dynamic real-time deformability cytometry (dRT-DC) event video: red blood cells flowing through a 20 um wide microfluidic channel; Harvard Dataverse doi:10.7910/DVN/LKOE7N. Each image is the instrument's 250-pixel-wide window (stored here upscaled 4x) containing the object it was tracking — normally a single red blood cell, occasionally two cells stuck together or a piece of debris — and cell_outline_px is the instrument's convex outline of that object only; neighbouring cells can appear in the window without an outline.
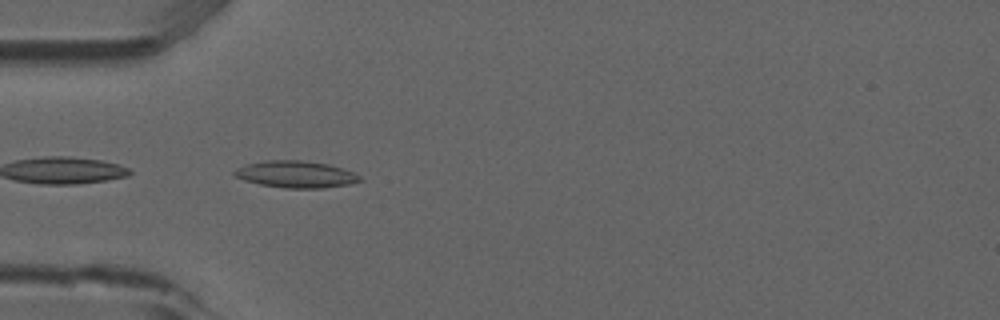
{"species": "common noctule bat (a hibernating species)", "species_latin": "Nyctalus noctula", "temperature_condition": "room temperature", "stored_images_in_passage": 7, "camera_frame_rate_fps": 3000, "um_per_image_px": 0.085, "animal": {"sex": "male", "forearm_length_mm": 52.5}, "frame": {"image": 1, "passage_image": 3, "time_ms": 0.667, "image_size_px": [1000, 320], "cell_outline_px": [[364, 180], [348, 184], [324, 188], [284, 188], [260, 184], [244, 180], [236, 176], [232, 172], [248, 164], [264, 160], [300, 160], [328, 164], [352, 172], [360, 176]], "centroid_in_image_um": [25.17, 14.82], "position_along_channel_um": 59.8, "area_um2": 19.36}}
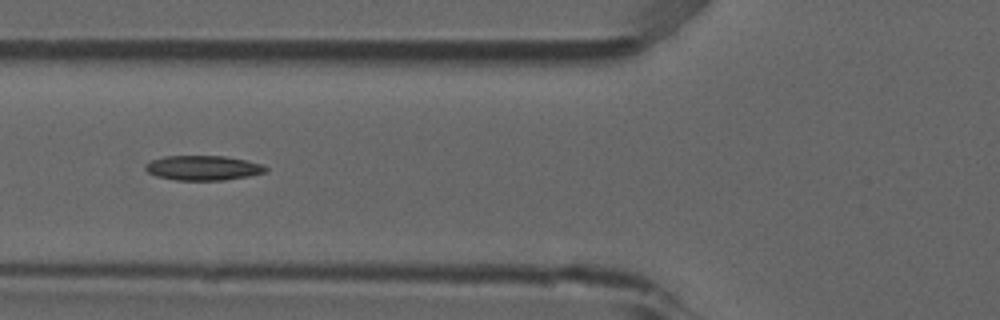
{"frame": {"image": 2, "passage_image": 4, "time_ms": 1.0, "image_size_px": [1000, 320], "cell_outline_px": [[268, 168], [264, 172], [248, 176], [224, 180], [176, 180], [156, 176], [148, 172], [144, 168], [144, 164], [152, 160], [164, 156], [224, 156], [244, 160], [260, 164]], "centroid_in_image_um": [17.2, 14.27], "position_along_channel_um": 108.6, "area_um2": 17.17}}
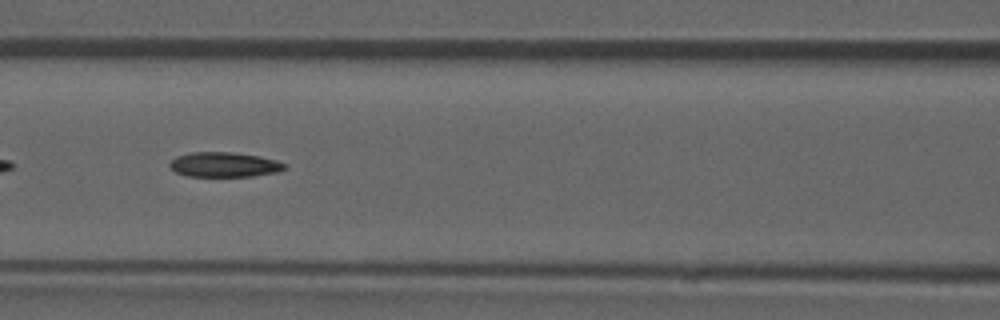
{"frame": {"image": 3, "passage_image": 5, "time_ms": 1.333, "image_size_px": [1000, 320], "cell_outline_px": [[288, 168], [276, 172], [252, 176], [188, 176], [176, 172], [168, 164], [176, 156], [192, 152], [232, 152], [260, 156], [276, 160], [288, 164]], "centroid_in_image_um": [19.1, 13.98], "position_along_channel_um": 147.5, "area_um2": 16.65}}